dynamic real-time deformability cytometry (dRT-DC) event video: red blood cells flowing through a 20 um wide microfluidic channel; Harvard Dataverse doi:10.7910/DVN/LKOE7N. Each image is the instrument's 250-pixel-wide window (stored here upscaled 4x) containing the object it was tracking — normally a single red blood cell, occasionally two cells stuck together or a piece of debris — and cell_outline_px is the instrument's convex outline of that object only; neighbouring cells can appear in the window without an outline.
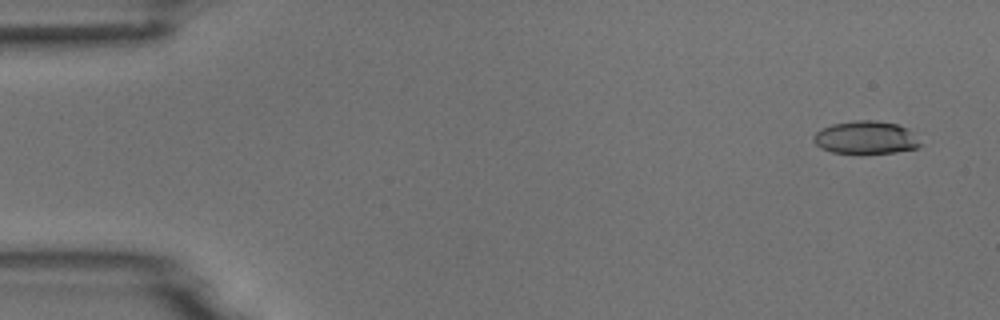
{"species": "common noctule bat (a hibernating species)", "species_latin": "Nyctalus noctula", "temperature_condition": "room temperature", "stored_images_in_passage": 8, "camera_frame_rate_fps": 3000, "um_per_image_px": 0.085, "animal": {"sex": "male", "body_mass_g": 18.8}, "frame": {"image": 1, "passage_image": 1, "time_ms": 0.0, "image_size_px": [1000, 320], "cell_outline_px": [[920, 144], [916, 148], [896, 152], [832, 152], [820, 148], [812, 140], [812, 136], [816, 132], [832, 124], [852, 120], [876, 120], [896, 124], [908, 128], [912, 132]], "centroid_in_image_um": [73.56, 11.67], "position_along_channel_um": 11.4, "area_um2": 20.11}}
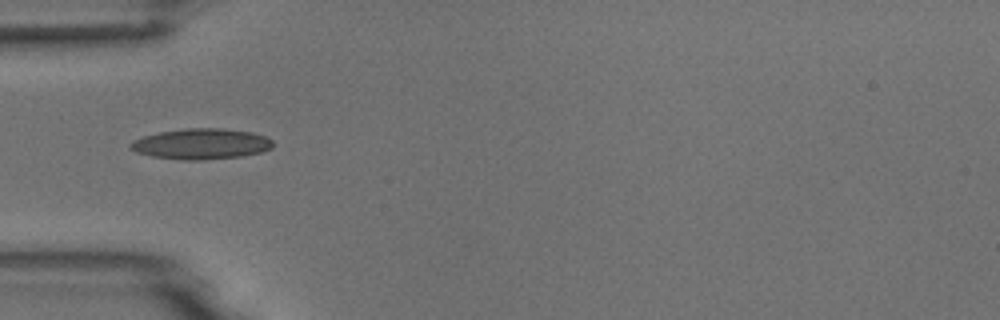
{"frame": {"image": 2, "passage_image": 5, "time_ms": 4.667, "image_size_px": [1000, 320], "cell_outline_px": [[272, 148], [260, 152], [240, 156], [204, 160], [180, 160], [152, 156], [136, 152], [128, 148], [128, 144], [132, 140], [144, 136], [160, 132], [184, 128], [220, 128], [252, 132], [264, 136], [272, 140]], "centroid_in_image_um": [17.05, 12.23], "position_along_channel_um": 67.9, "area_um2": 25.49}}